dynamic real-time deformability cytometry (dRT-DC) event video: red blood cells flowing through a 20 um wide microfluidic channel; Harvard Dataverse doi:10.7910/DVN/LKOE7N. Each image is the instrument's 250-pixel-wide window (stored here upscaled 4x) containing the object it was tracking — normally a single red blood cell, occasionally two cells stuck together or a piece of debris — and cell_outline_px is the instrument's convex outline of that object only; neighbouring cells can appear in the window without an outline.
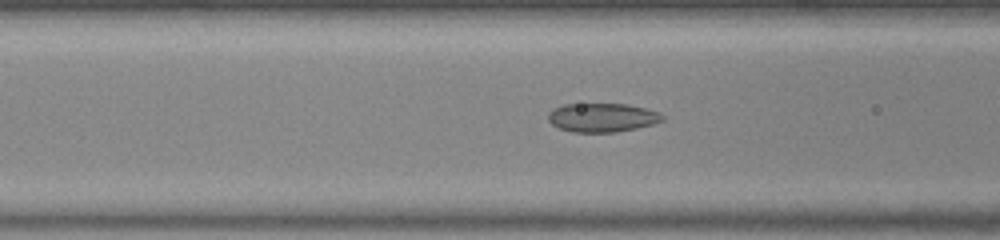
{"species": "common noctule bat (a hibernating species)", "species_latin": "Nyctalus noctula", "temperature_condition": "warm", "stored_images_in_passage": 27, "camera_frame_rate_fps": 3000, "um_per_image_px": 0.085, "animal": {"sex": "female", "body_mass_g": 23.0, "forearm_length_mm": 53.4}, "frame": {"image": 1, "passage_image": 5, "time_ms": 1.333, "image_size_px": [1000, 240], "cell_outline_px": [[664, 120], [652, 124], [636, 128], [616, 132], [572, 132], [560, 128], [552, 124], [548, 120], [548, 112], [552, 108], [564, 104], [628, 104], [660, 112], [664, 116]], "centroid_in_image_um": [51.17, 9.98], "position_along_channel_um": 115.4, "area_um2": 19.25}}
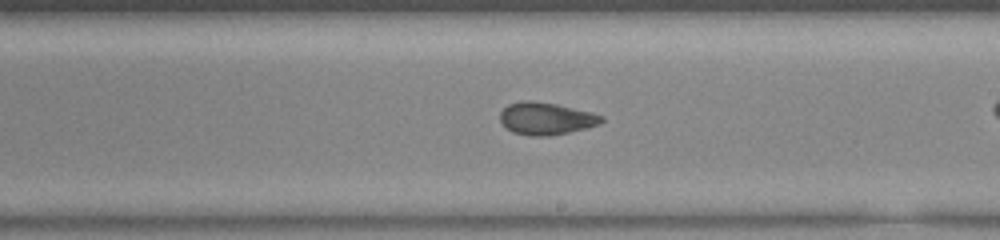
{"frame": {"image": 2, "passage_image": 15, "time_ms": 4.667, "image_size_px": [1000, 240], "cell_outline_px": [[604, 120], [600, 124], [588, 128], [548, 136], [532, 136], [512, 132], [500, 120], [500, 112], [508, 104], [520, 100], [532, 100], [556, 104], [592, 112], [604, 116]], "centroid_in_image_um": [46.43, 10.06], "position_along_channel_um": 242.6, "area_um2": 19.19}}
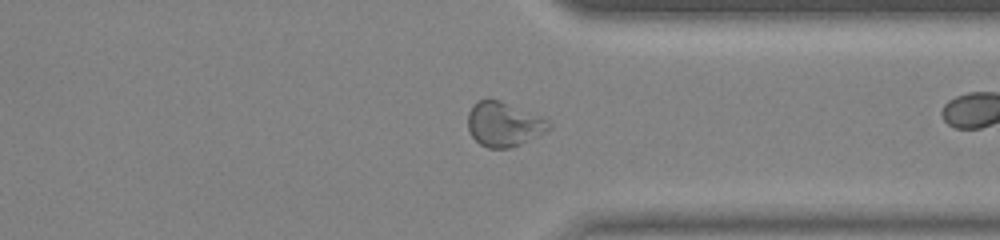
{"frame": {"image": 3, "passage_image": 25, "time_ms": 8.0, "image_size_px": [1000, 240], "cell_outline_px": [[552, 124], [544, 132], [520, 144], [508, 148], [488, 148], [480, 144], [472, 136], [468, 128], [468, 112], [472, 104], [488, 96], [500, 100], [540, 116], [548, 120]], "centroid_in_image_um": [42.78, 10.52], "position_along_channel_um": 368.6, "area_um2": 20.98}}